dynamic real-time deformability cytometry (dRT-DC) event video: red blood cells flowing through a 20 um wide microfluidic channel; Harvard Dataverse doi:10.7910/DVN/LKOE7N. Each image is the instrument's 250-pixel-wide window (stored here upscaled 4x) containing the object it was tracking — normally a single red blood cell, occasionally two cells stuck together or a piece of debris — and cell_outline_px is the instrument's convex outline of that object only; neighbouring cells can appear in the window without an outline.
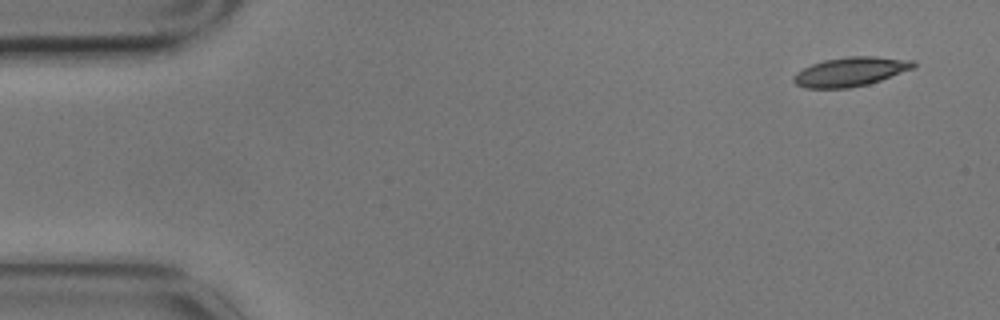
{"species": "common noctule bat (a hibernating species)", "species_latin": "Nyctalus noctula", "temperature_condition": "cold", "stored_images_in_passage": 4, "camera_frame_rate_fps": 3000, "um_per_image_px": 0.085, "animal": {"sex": "male", "body_mass_g": 17.9}, "frame": {"image": 1, "passage_image": 1, "time_ms": 0.0, "image_size_px": [1000, 320], "cell_outline_px": [[916, 64], [912, 68], [880, 80], [868, 84], [848, 88], [804, 88], [796, 84], [792, 80], [796, 72], [812, 64], [824, 60], [848, 56], [876, 56], [916, 60]], "centroid_in_image_um": [72.28, 6.08], "position_along_channel_um": 12.7, "area_um2": 20.29}}
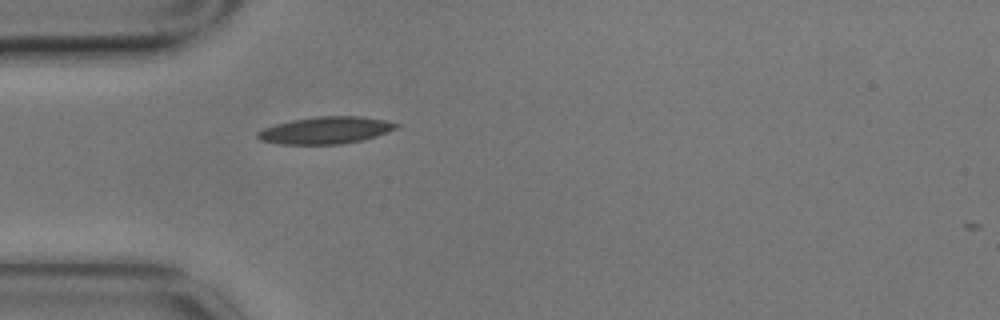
{"frame": {"image": 2, "passage_image": 4, "time_ms": 1.0, "image_size_px": [1000, 320], "cell_outline_px": [[400, 128], [364, 140], [340, 144], [280, 144], [260, 140], [256, 136], [256, 132], [264, 128], [276, 124], [292, 120], [316, 116], [364, 116], [384, 120], [400, 124]], "centroid_in_image_um": [27.72, 11.07], "position_along_channel_um": 57.3, "area_um2": 22.02}}